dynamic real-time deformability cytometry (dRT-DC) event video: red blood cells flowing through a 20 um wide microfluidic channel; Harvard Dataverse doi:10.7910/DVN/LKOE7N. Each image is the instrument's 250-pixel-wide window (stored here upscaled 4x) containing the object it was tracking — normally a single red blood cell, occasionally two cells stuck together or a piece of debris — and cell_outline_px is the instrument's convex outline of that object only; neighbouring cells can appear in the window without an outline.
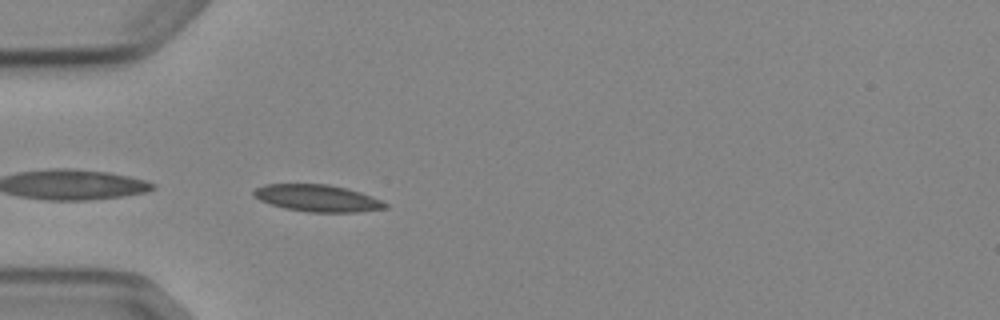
{"species": "Egyptian fruit bat (a non-hibernating species)", "species_latin": "Rousettus aegyptiacus", "temperature_condition": "cold", "stored_images_in_passage": 4, "camera_frame_rate_fps": 3000, "um_per_image_px": 0.085, "animal": {"sex": "female"}, "frame": {"image": 1, "passage_image": 4, "time_ms": 4.333, "image_size_px": [1000, 320], "cell_outline_px": [[388, 208], [356, 212], [308, 212], [284, 208], [260, 200], [252, 196], [252, 192], [256, 188], [264, 184], [328, 184], [348, 188], [372, 196], [388, 204]], "centroid_in_image_um": [26.98, 16.84], "position_along_channel_um": 58.0, "area_um2": 20.69}}